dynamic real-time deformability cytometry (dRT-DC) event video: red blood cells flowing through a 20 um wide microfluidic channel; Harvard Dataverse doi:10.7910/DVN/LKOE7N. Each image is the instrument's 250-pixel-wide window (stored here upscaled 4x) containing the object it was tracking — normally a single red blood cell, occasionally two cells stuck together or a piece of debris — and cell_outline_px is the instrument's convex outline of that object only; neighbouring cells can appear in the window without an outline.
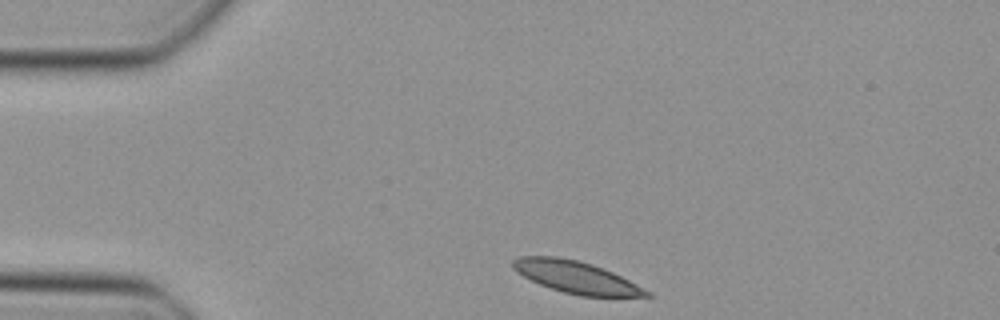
{"species": "Egyptian fruit bat (a non-hibernating species)", "species_latin": "Rousettus aegyptiacus", "temperature_condition": "cold", "stored_images_in_passage": 39, "camera_frame_rate_fps": 3000, "um_per_image_px": 0.085, "animal": {"sex": "female"}, "frame": {"image": 1, "passage_image": 1, "time_ms": 0.0, "image_size_px": [1000, 320], "cell_outline_px": [[652, 296], [580, 296], [564, 292], [540, 284], [516, 272], [512, 268], [512, 260], [520, 256], [556, 256], [576, 260], [592, 264], [612, 272], [652, 292]], "centroid_in_image_um": [48.95, 23.55], "position_along_channel_um": 36.1, "area_um2": 24.62}}
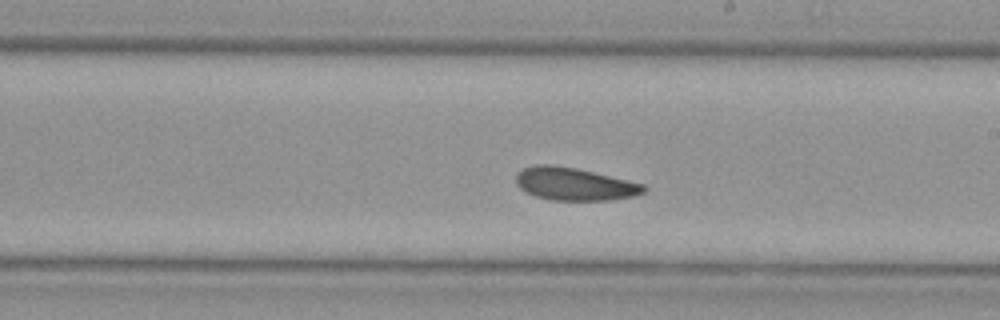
{"frame": {"image": 2, "passage_image": 19, "time_ms": 6.0, "image_size_px": [1000, 320], "cell_outline_px": [[648, 188], [644, 192], [632, 196], [608, 200], [552, 200], [536, 196], [520, 188], [516, 184], [516, 172], [524, 168], [536, 164], [552, 164], [576, 168], [644, 184]], "centroid_in_image_um": [48.8, 15.63], "position_along_channel_um": 240.2, "area_um2": 24.22}}
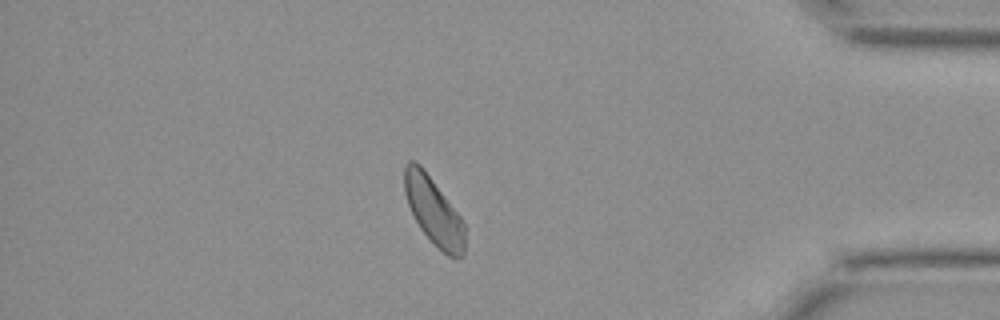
{"frame": {"image": 3, "passage_image": 33, "time_ms": 10.667, "image_size_px": [1000, 320], "cell_outline_px": [[464, 256], [448, 256], [420, 228], [408, 204], [404, 192], [404, 164], [408, 160], [416, 160], [420, 164], [460, 216], [464, 224]], "centroid_in_image_um": [36.83, 17.88], "position_along_channel_um": 398.4, "area_um2": 23.12}}